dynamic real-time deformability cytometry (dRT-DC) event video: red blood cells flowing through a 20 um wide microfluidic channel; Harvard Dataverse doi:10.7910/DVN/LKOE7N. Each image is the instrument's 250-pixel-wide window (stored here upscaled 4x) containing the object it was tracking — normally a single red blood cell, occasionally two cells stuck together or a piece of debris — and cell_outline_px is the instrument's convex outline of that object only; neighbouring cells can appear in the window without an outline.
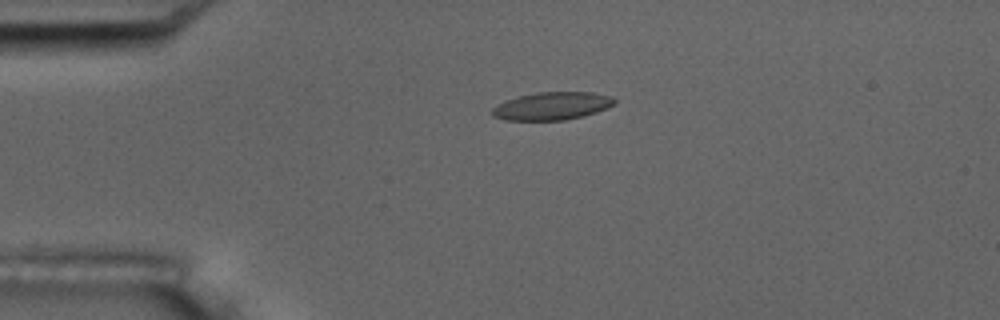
{"species": "common noctule bat (a hibernating species)", "species_latin": "Nyctalus noctula", "temperature_condition": "room temperature", "stored_images_in_passage": 5, "camera_frame_rate_fps": 3000, "um_per_image_px": 0.085, "animal": {"sex": "male", "body_mass_g": 17.5, "forearm_length_mm": 52.3}, "frame": {"image": 1, "passage_image": 4, "time_ms": 1.0, "image_size_px": [1000, 320], "cell_outline_px": [[616, 100], [608, 108], [584, 116], [564, 120], [504, 120], [492, 116], [492, 108], [496, 104], [504, 100], [536, 92], [592, 92], [612, 96]], "centroid_in_image_um": [46.9, 9.01], "position_along_channel_um": 38.1, "area_um2": 19.94}}